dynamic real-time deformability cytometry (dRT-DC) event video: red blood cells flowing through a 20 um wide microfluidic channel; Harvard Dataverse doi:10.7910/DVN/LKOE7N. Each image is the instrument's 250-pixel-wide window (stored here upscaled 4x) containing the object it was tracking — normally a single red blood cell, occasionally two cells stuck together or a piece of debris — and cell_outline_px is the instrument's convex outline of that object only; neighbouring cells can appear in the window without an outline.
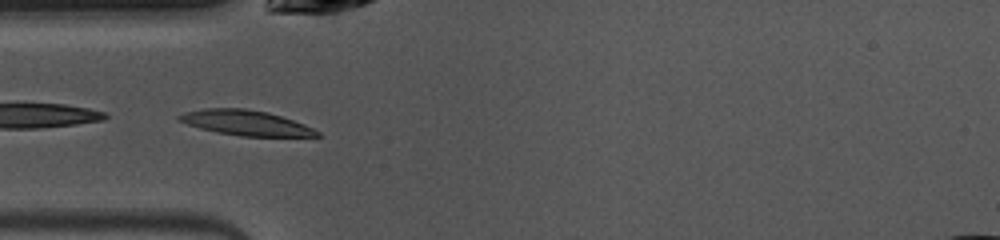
{"species": "common noctule bat (a hibernating species)", "species_latin": "Nyctalus noctula", "temperature_condition": "warm", "stored_images_in_passage": 42, "camera_frame_rate_fps": 3000, "um_per_image_px": 0.085, "animal": {"sex": "female", "body_mass_g": 10.0, "forearm_length_mm": 53.1}, "frame": {"image": 1, "passage_image": 8, "time_ms": 2.333, "image_size_px": [1000, 240], "cell_outline_px": [[324, 136], [240, 136], [216, 132], [200, 128], [176, 120], [176, 116], [184, 112], [204, 108], [244, 108], [268, 112], [304, 124], [320, 132]], "centroid_in_image_um": [20.86, 10.43], "position_along_channel_um": 64.1, "area_um2": 20.17}}
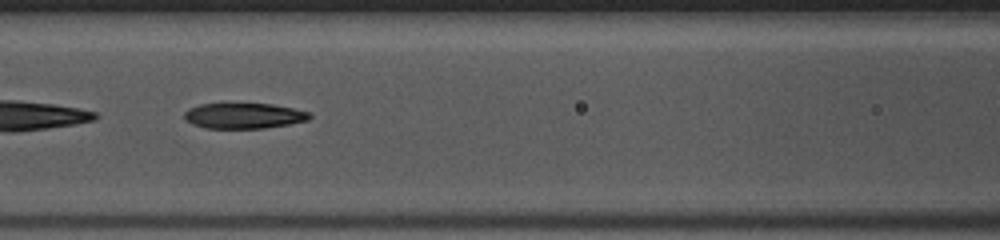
{"frame": {"image": 2, "passage_image": 14, "time_ms": 4.333, "image_size_px": [1000, 240], "cell_outline_px": [[312, 116], [308, 120], [288, 124], [264, 128], [204, 128], [192, 124], [184, 120], [184, 112], [188, 108], [200, 104], [224, 100], [272, 104], [292, 108], [308, 112]], "centroid_in_image_um": [20.62, 9.78], "position_along_channel_um": 146.0, "area_um2": 19.59}}
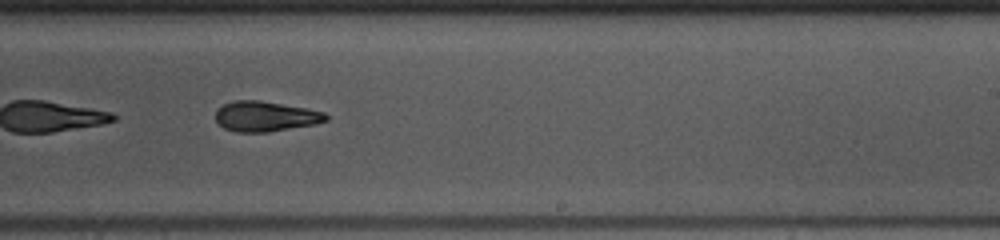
{"frame": {"image": 3, "passage_image": 23, "time_ms": 7.333, "image_size_px": [1000, 240], "cell_outline_px": [[328, 120], [316, 124], [268, 132], [236, 132], [224, 128], [216, 120], [216, 112], [224, 104], [236, 100], [260, 100], [304, 108], [324, 112], [328, 116]], "centroid_in_image_um": [22.57, 9.9], "position_along_channel_um": 266.4, "area_um2": 19.25}, "authors_computed_cell_mechanics": {"area_um2": 19.7965, "velocity_mm_per_s": 4.03, "shape_relaxation_time_tau1_ms": 3.9185, "shape_relaxation_time_tau2_ms": 4.2851, "deformation_change_tau1": 0.1656, "deformation_change_tau2": 0.1443}}